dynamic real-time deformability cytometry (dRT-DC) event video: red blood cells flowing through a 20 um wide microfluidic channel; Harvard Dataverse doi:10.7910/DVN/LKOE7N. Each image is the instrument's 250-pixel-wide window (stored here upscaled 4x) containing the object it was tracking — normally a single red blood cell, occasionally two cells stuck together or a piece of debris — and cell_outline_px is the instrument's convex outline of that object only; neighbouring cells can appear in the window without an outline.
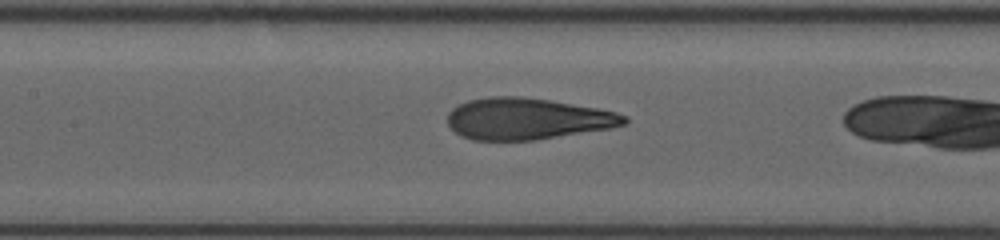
{"species": "human", "species_latin": "Homo sapiens", "temperature_condition": "room temperature", "stored_images_in_passage": 23, "camera_frame_rate_fps": 3000, "um_per_image_px": 0.085, "donor": {"sex": "female"}, "frame": {"image": 1, "passage_image": 22, "time_ms": 7.0, "image_size_px": [1000, 240], "cell_outline_px": [[628, 120], [624, 124], [612, 128], [536, 140], [472, 140], [460, 136], [448, 124], [448, 112], [452, 108], [468, 100], [488, 96], [520, 96], [548, 100], [596, 108], [616, 112], [628, 116]], "centroid_in_image_um": [44.81, 10.1], "position_along_channel_um": 162.6, "area_um2": 42.77}}